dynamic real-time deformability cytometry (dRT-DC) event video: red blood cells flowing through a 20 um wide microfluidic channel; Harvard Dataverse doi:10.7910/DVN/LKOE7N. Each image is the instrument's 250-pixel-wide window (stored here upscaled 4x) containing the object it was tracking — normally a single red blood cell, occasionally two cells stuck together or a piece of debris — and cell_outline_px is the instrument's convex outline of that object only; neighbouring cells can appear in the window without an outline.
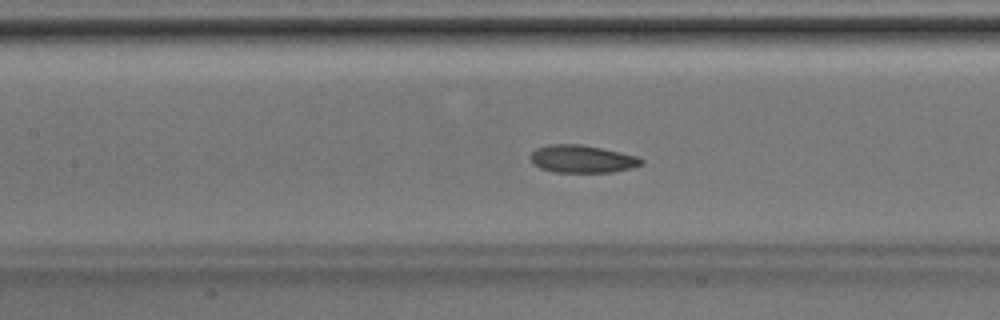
{"species": "Egyptian fruit bat (a non-hibernating species)", "species_latin": "Rousettus aegyptiacus", "temperature_condition": "room temperature", "stored_images_in_passage": 35, "camera_frame_rate_fps": 3000, "um_per_image_px": 0.085, "animal": {"sex": "male"}, "frame": {"image": 1, "passage_image": 11, "time_ms": 3.333, "image_size_px": [1000, 320], "cell_outline_px": [[644, 164], [632, 168], [612, 172], [552, 172], [540, 168], [532, 164], [532, 152], [536, 148], [548, 144], [580, 144], [600, 148], [636, 156], [644, 160]], "centroid_in_image_um": [49.47, 13.52], "position_along_channel_um": 157.9, "area_um2": 17.8}}